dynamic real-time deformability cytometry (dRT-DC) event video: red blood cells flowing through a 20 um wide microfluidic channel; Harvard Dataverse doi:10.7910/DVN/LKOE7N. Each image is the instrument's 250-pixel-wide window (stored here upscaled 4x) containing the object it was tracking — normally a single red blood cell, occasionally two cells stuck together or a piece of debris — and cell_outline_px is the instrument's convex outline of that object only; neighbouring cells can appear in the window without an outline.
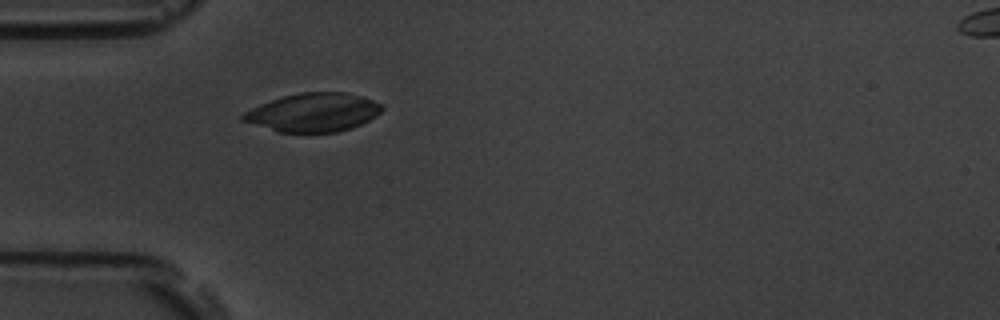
{"species": "common noctule bat (a hibernating species)", "species_latin": "Nyctalus noctula", "temperature_condition": "room temperature", "stored_images_in_passage": 53, "camera_frame_rate_fps": 3000, "um_per_image_px": 0.085, "animal": {"sex": "male", "body_mass_g": 19.5, "forearm_length_mm": 54.6}, "frame": {"image": 1, "passage_image": 14, "time_ms": 4.333, "image_size_px": [1000, 320], "cell_outline_px": [[384, 108], [376, 116], [352, 128], [336, 132], [276, 132], [240, 120], [240, 116], [244, 112], [260, 104], [284, 96], [300, 92], [344, 92], [364, 96], [384, 104]], "centroid_in_image_um": [26.64, 9.55], "position_along_channel_um": 58.4, "area_um2": 31.39}}
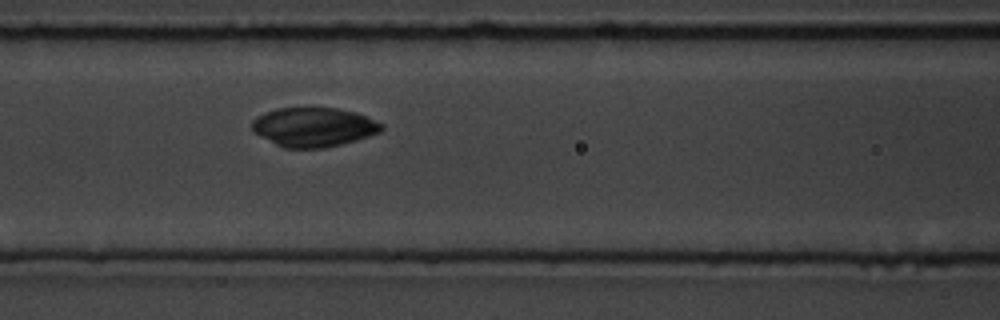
{"frame": {"image": 2, "passage_image": 21, "time_ms": 6.667, "image_size_px": [1000, 320], "cell_outline_px": [[384, 128], [380, 132], [356, 140], [324, 148], [284, 148], [260, 136], [252, 128], [252, 120], [256, 116], [264, 112], [276, 108], [336, 108], [356, 112], [384, 124]], "centroid_in_image_um": [26.66, 10.79], "position_along_channel_um": 139.9, "area_um2": 29.54}}
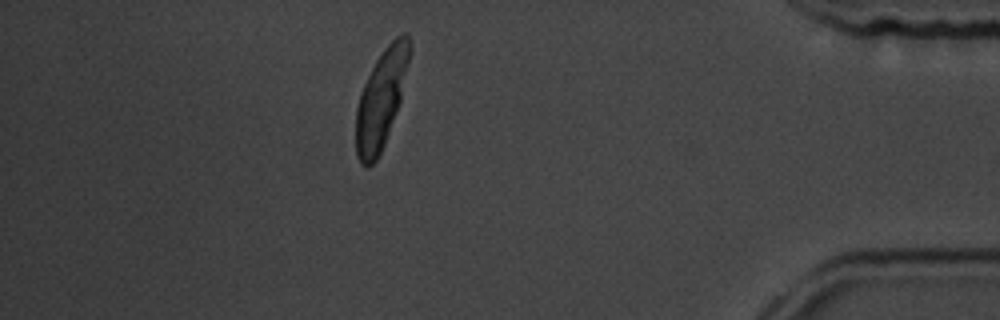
{"frame": {"image": 3, "passage_image": 46, "time_ms": 15.0, "image_size_px": [1000, 320], "cell_outline_px": [[412, 52], [400, 100], [384, 144], [376, 160], [368, 168], [360, 164], [356, 156], [356, 108], [360, 92], [376, 60], [384, 48], [396, 36], [404, 32], [408, 32], [412, 48]], "centroid_in_image_um": [32.41, 8.37], "position_along_channel_um": 402.8, "area_um2": 30.69}}